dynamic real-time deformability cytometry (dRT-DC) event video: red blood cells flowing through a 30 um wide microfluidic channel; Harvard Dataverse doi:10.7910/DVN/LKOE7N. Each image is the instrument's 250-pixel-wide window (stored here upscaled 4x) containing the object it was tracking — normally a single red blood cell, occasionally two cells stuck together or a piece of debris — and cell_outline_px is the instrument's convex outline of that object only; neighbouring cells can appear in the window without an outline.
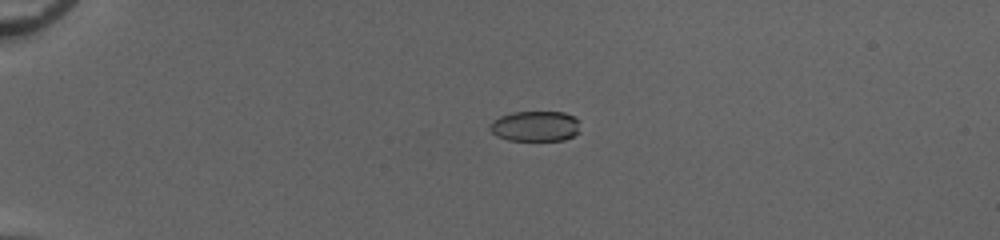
{"species": "common noctule bat (a hibernating species)", "species_latin": "Nyctalus noctula", "temperature_condition": "cold", "stored_images_in_passage": 54, "camera_frame_rate_fps": 3000, "um_per_image_px": 0.085, "animal": {"sex": "female", "body_mass_g": 20.0, "forearm_length_mm": 54.0}, "frame": {"image": 1, "passage_image": 15, "time_ms": 4.667, "image_size_px": [1000, 240], "cell_outline_px": [[580, 132], [564, 140], [508, 140], [496, 136], [488, 128], [488, 124], [492, 120], [500, 116], [512, 112], [564, 112], [580, 120]], "centroid_in_image_um": [45.49, 10.72], "position_along_channel_um": 39.5, "area_um2": 16.24}}
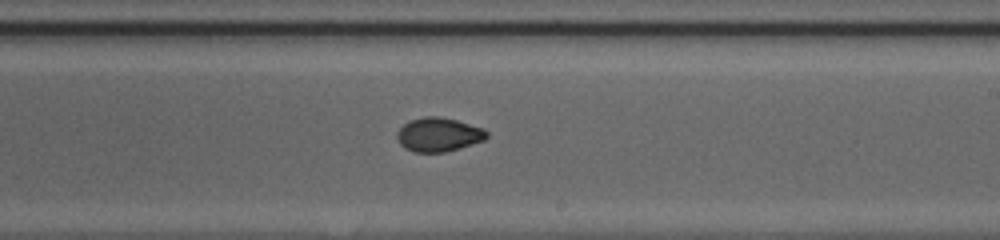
{"frame": {"image": 2, "passage_image": 35, "time_ms": 11.333, "image_size_px": [1000, 240], "cell_outline_px": [[488, 136], [484, 140], [444, 152], [412, 152], [404, 148], [400, 144], [396, 136], [396, 132], [408, 120], [424, 116], [440, 116], [456, 120], [484, 128], [488, 132]], "centroid_in_image_um": [37.25, 11.43], "position_along_channel_um": 251.8, "area_um2": 17.8}}
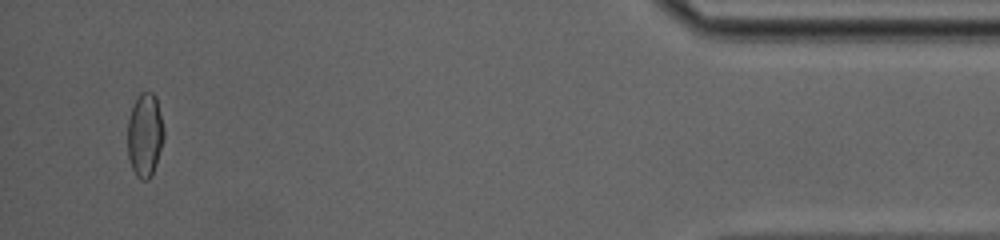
{"frame": {"image": 3, "passage_image": 52, "time_ms": 17.0, "image_size_px": [1000, 240], "cell_outline_px": [[164, 140], [152, 176], [148, 180], [140, 180], [136, 176], [132, 168], [128, 156], [128, 120], [132, 108], [140, 92], [152, 92], [156, 96], [164, 128]], "centroid_in_image_um": [12.33, 11.5], "position_along_channel_um": 422.9, "area_um2": 17.8}, "authors_computed_cell_mechanics": {"area_um2": 17.629, "velocity_mm_per_s": 4.1045, "shape_relaxation_time_tau1_ms": null, "shape_relaxation_time_tau2_ms": 1.5485, "deformation_change_tau1": null, "deformation_change_tau2": 0.0448}}